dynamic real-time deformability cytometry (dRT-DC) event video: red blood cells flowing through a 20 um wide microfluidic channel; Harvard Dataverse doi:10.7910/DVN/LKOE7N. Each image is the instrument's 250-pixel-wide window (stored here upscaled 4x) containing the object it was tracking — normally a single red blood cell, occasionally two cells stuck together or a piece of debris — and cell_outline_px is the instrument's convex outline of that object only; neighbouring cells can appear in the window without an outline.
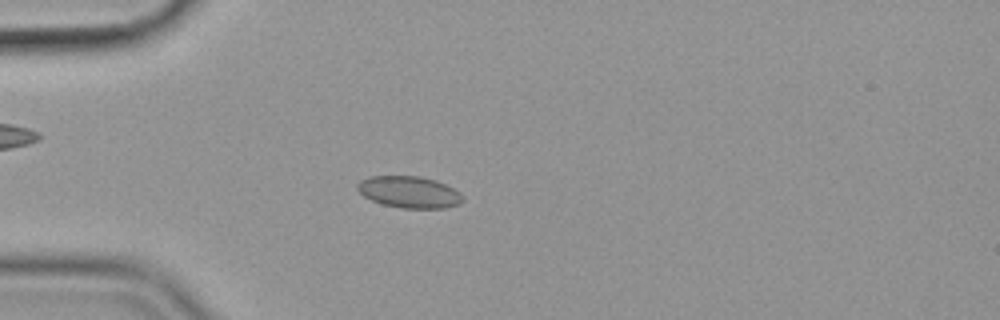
{"species": "common noctule bat (a hibernating species)", "species_latin": "Nyctalus noctula", "temperature_condition": "cold", "stored_images_in_passage": 57, "camera_frame_rate_fps": 3000, "um_per_image_px": 0.085, "animal": {"sex": "female", "body_mass_g": 19.9}, "frame": {"image": 1, "passage_image": 16, "time_ms": 5.0, "image_size_px": [1000, 320], "cell_outline_px": [[464, 200], [460, 204], [444, 208], [400, 208], [384, 204], [372, 200], [364, 196], [356, 188], [356, 184], [360, 180], [368, 176], [420, 176], [436, 180], [460, 192], [464, 196]], "centroid_in_image_um": [34.79, 16.32], "position_along_channel_um": 50.2, "area_um2": 19.54}}
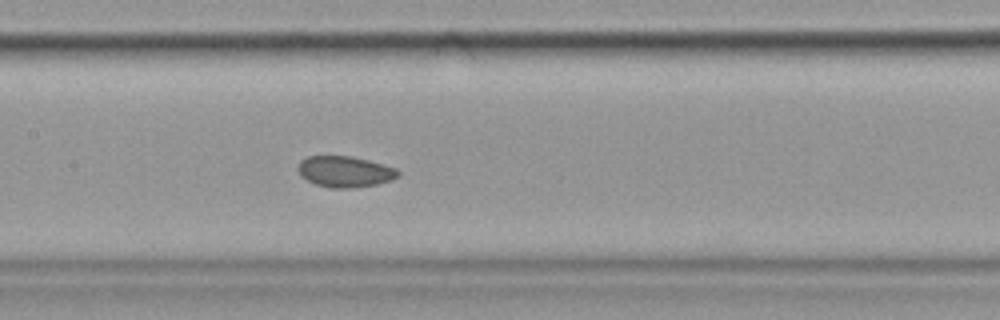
{"frame": {"image": 2, "passage_image": 28, "time_ms": 9.0, "image_size_px": [1000, 320], "cell_outline_px": [[400, 176], [392, 180], [376, 184], [348, 188], [328, 188], [316, 184], [300, 176], [300, 160], [308, 156], [352, 156], [368, 160], [396, 168], [400, 172]], "centroid_in_image_um": [29.35, 14.59], "position_along_channel_um": 178.1, "area_um2": 17.98}}
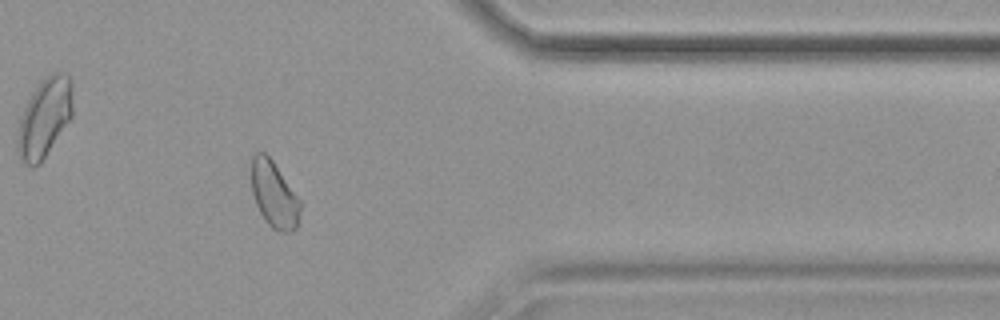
{"frame": {"image": 3, "passage_image": 47, "time_ms": 15.333, "image_size_px": [1000, 320], "cell_outline_px": [[300, 212], [296, 228], [288, 232], [280, 232], [272, 228], [268, 224], [260, 212], [256, 204], [252, 192], [252, 156], [256, 152], [264, 152], [272, 160], [300, 200]], "centroid_in_image_um": [23.29, 16.55], "position_along_channel_um": 388.1, "area_um2": 18.55}, "authors_computed_cell_mechanics": {"area_um2": 18.6694, "velocity_mm_per_s": 3.5487, "shape_relaxation_time_tau1_ms": 5.8922, "shape_relaxation_time_tau2_ms": 5.4387, "deformation_change_tau1": 0.06, "deformation_change_tau2": 0.0574}}